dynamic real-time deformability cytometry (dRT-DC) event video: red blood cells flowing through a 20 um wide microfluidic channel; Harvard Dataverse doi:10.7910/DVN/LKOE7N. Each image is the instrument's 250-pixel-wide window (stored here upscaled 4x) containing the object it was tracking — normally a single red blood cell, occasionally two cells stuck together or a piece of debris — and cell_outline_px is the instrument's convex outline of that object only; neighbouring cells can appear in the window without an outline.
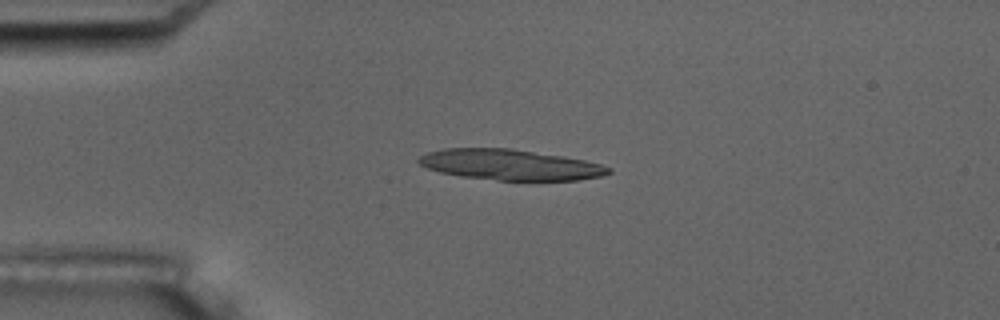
{"species": "common noctule bat (a hibernating species)", "species_latin": "Nyctalus noctula", "temperature_condition": "room temperature", "stored_images_in_passage": 5, "camera_frame_rate_fps": 3000, "um_per_image_px": 0.085, "animal": {"sex": "male", "body_mass_g": 17.5, "forearm_length_mm": 52.3}, "frame": {"image": 1, "passage_image": 4, "time_ms": 4.333, "image_size_px": [1000, 320], "cell_outline_px": [[612, 172], [604, 176], [580, 180], [496, 180], [460, 176], [440, 172], [428, 168], [420, 164], [416, 160], [420, 156], [428, 152], [444, 148], [512, 148], [564, 156], [584, 160], [600, 164], [612, 168]], "centroid_in_image_um": [43.39, 14.0], "position_along_channel_um": 41.6, "area_um2": 34.04}}